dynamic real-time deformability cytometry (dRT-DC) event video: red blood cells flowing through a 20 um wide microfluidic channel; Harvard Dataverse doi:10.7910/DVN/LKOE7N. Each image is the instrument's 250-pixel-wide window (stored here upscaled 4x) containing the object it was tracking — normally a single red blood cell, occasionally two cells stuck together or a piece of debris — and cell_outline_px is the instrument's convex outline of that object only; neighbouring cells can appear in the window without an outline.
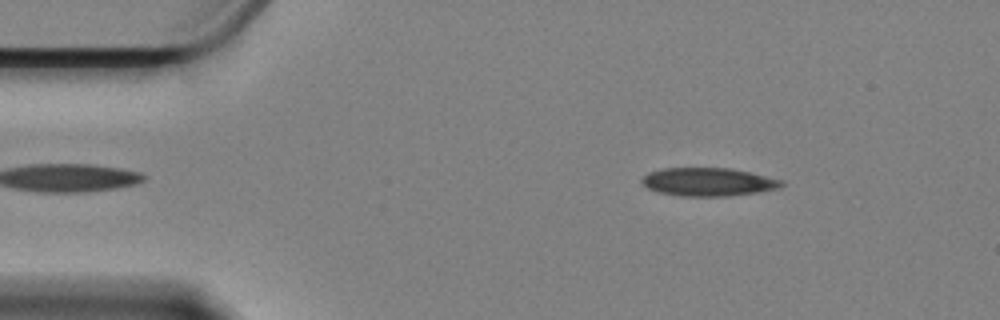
{"species": "Egyptian fruit bat (a non-hibernating species)", "species_latin": "Rousettus aegyptiacus", "temperature_condition": "cold", "stored_images_in_passage": 44, "camera_frame_rate_fps": 3000, "um_per_image_px": 0.085, "animal": {"sex": "female"}, "frame": {"image": 1, "passage_image": 3, "time_ms": 0.667, "image_size_px": [1000, 320], "cell_outline_px": [[784, 184], [780, 188], [760, 192], [728, 196], [680, 196], [656, 192], [648, 188], [640, 180], [648, 172], [664, 168], [728, 168], [748, 172], [784, 180]], "centroid_in_image_um": [60.2, 15.47], "position_along_channel_um": 24.8, "area_um2": 23.06}}
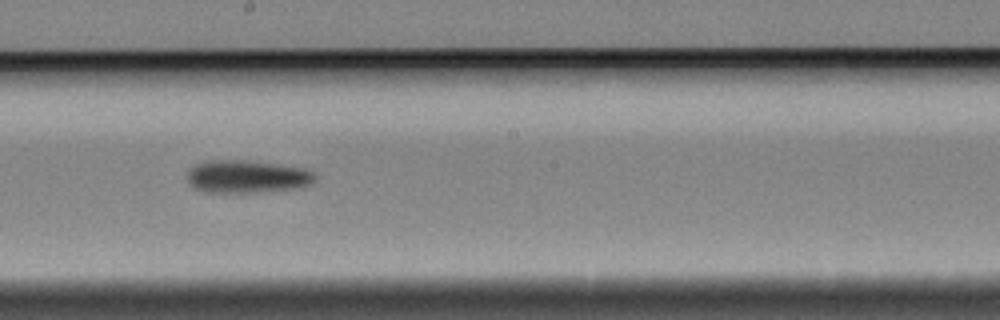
{"frame": {"image": 2, "passage_image": 26, "time_ms": 8.333, "image_size_px": [1000, 320], "cell_outline_px": [[316, 176], [308, 184], [300, 188], [260, 192], [204, 192], [192, 188], [188, 184], [188, 172], [196, 164], [208, 160], [240, 160], [304, 168], [312, 172]], "centroid_in_image_um": [20.94, 15.02], "position_along_channel_um": 227.3, "area_um2": 24.16}}
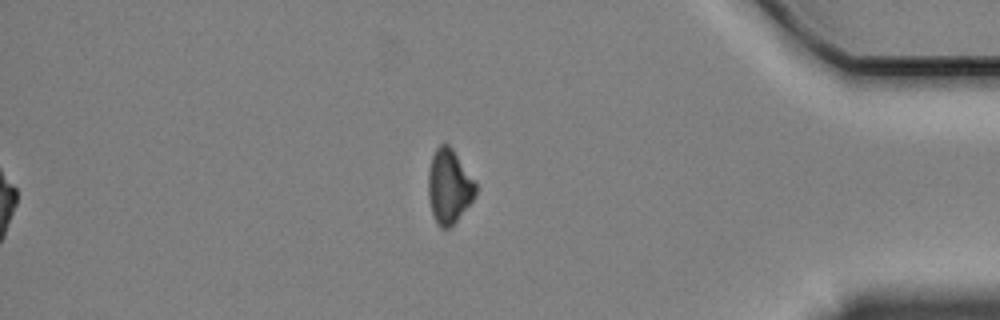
{"frame": {"image": 3, "passage_image": 44, "time_ms": 14.333, "image_size_px": [1000, 320], "cell_outline_px": [[476, 196], [456, 220], [448, 228], [440, 228], [432, 212], [428, 196], [428, 172], [432, 156], [436, 148], [440, 144], [448, 144], [452, 148], [476, 184]], "centroid_in_image_um": [38.15, 15.83], "position_along_channel_um": 397.0, "area_um2": 20.11}, "authors_computed_cell_mechanics": {"area_um2": 23.5824, "velocity_mm_per_s": 3.396, "shape_relaxation_time_tau1_ms": 5.0348, "shape_relaxation_time_tau2_ms": null, "deformation_change_tau1": 0.1012, "deformation_change_tau2": null}}